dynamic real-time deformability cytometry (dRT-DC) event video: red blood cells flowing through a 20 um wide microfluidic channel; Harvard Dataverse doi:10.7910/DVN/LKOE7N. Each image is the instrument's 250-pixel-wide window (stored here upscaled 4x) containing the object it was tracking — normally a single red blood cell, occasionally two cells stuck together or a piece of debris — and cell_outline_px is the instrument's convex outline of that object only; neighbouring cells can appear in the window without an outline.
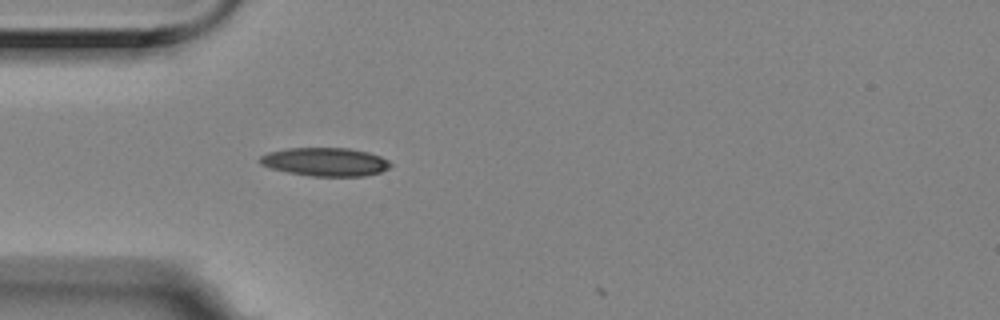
{"species": "Egyptian fruit bat (a non-hibernating species)", "species_latin": "Rousettus aegyptiacus", "temperature_condition": "room temperature", "stored_images_in_passage": 1, "camera_frame_rate_fps": 3000, "um_per_image_px": 0.085, "animal": {"sex": "female"}, "frame": {"image": 1, "passage_image": 1, "time_ms": 0.0, "image_size_px": [1000, 320], "cell_outline_px": [[392, 164], [388, 168], [380, 172], [364, 176], [312, 176], [288, 172], [268, 168], [260, 164], [260, 156], [268, 152], [288, 148], [348, 148], [368, 152], [380, 156], [388, 160]], "centroid_in_image_um": [27.63, 13.76], "position_along_channel_um": 57.4, "area_um2": 21.62}}